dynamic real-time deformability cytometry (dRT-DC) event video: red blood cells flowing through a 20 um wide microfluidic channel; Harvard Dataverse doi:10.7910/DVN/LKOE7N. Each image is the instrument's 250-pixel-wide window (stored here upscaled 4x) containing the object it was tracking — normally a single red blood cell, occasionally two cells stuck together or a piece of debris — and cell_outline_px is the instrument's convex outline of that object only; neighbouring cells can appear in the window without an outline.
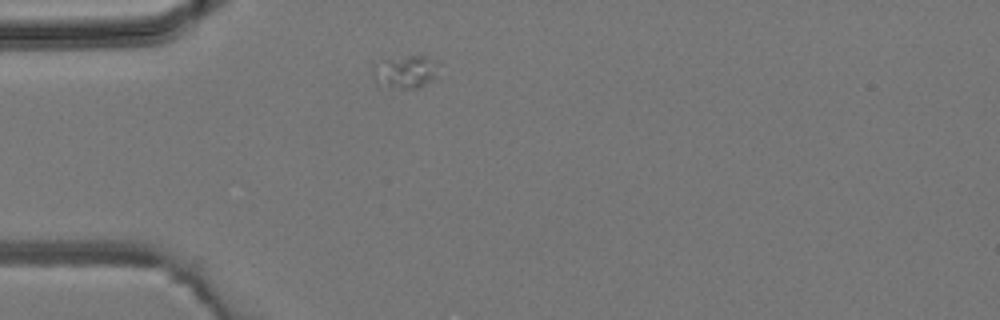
{"species": "common noctule bat (a hibernating species)", "species_latin": "Nyctalus noctula", "temperature_condition": "room temperature", "stored_images_in_passage": 2, "camera_frame_rate_fps": 3000, "um_per_image_px": 0.085, "animal": {"sex": "male", "body_mass_g": 19.2, "forearm_length_mm": 51.8}, "frame": {"image": 1, "passage_image": 1, "time_ms": 0.0, "image_size_px": [1000, 320], "cell_outline_px": [[440, 64], [436, 76], [420, 88], [380, 88], [376, 84], [372, 72], [372, 64], [384, 60], [408, 56], [424, 56], [436, 60]], "centroid_in_image_um": [34.42, 6.13], "position_along_channel_um": 50.6, "area_um2": 12.95}}